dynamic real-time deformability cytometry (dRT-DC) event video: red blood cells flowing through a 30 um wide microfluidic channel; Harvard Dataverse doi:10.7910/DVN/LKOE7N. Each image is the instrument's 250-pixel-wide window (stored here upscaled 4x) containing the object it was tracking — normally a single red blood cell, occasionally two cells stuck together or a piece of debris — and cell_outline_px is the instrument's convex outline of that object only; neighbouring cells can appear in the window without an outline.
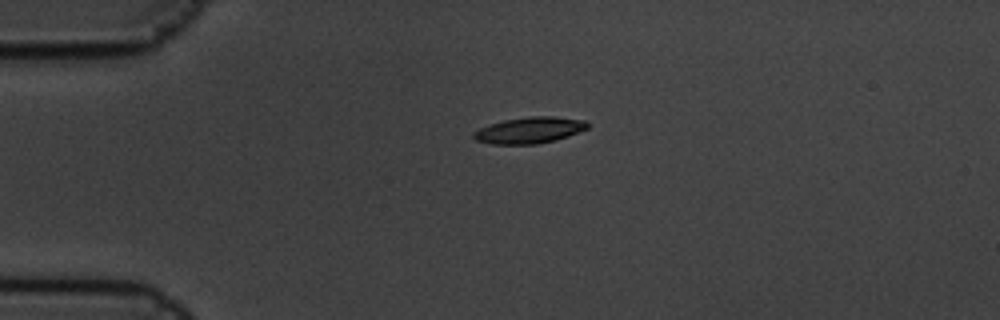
{"species": "common noctule bat (a hibernating species)", "species_latin": "Nyctalus noctula", "temperature_condition": "cold", "stored_images_in_passage": 2, "camera_frame_rate_fps": 3000, "um_per_image_px": 0.085, "animal": {"sex": "male", "body_mass_g": 19.5, "forearm_length_mm": 54.6}, "frame": {"image": 1, "passage_image": 1, "time_ms": 0.0, "image_size_px": [1000, 320], "cell_outline_px": [[588, 128], [568, 136], [556, 140], [536, 144], [492, 144], [476, 140], [472, 136], [472, 132], [480, 128], [504, 120], [528, 116], [552, 116], [584, 120], [588, 124]], "centroid_in_image_um": [45.0, 11.07], "position_along_channel_um": 40.0, "area_um2": 17.34}}